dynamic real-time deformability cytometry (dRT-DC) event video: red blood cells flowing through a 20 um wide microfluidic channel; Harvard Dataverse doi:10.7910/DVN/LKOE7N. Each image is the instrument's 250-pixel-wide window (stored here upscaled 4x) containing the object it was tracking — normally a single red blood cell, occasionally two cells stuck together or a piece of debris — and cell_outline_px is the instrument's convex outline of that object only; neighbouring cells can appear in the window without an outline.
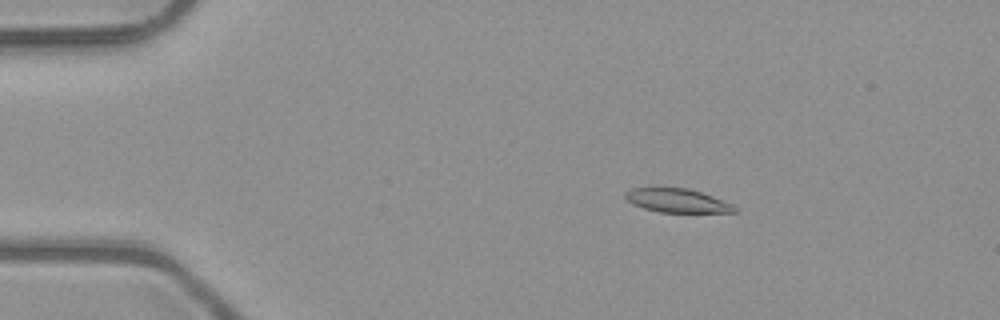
{"species": "common noctule bat (a hibernating species)", "species_latin": "Nyctalus noctula", "temperature_condition": "room temperature", "stored_images_in_passage": 51, "camera_frame_rate_fps": 3000, "um_per_image_px": 0.085, "animal": {"sex": "male", "body_mass_g": 23.1, "forearm_length_mm": 52.7}, "frame": {"image": 1, "passage_image": 9, "time_ms": 2.667, "image_size_px": [1000, 320], "cell_outline_px": [[736, 212], [660, 212], [644, 208], [632, 204], [624, 196], [624, 192], [632, 188], [656, 184], [688, 188], [712, 196], [732, 204], [736, 208]], "centroid_in_image_um": [57.45, 16.99], "position_along_channel_um": 27.6, "area_um2": 15.72}}
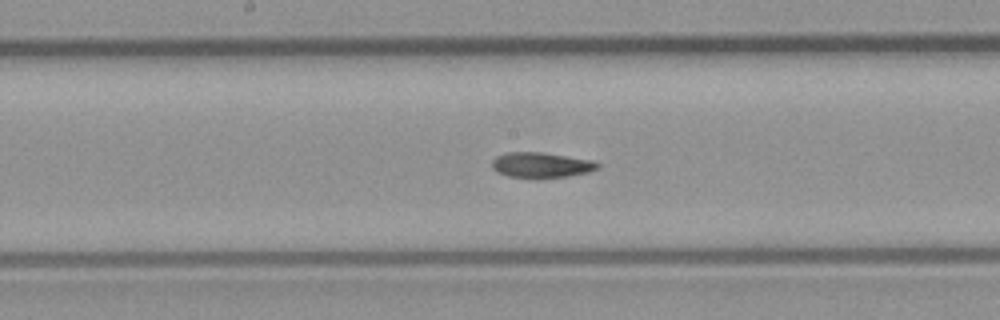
{"frame": {"image": 2, "passage_image": 27, "time_ms": 8.667, "image_size_px": [1000, 320], "cell_outline_px": [[600, 168], [588, 172], [568, 176], [536, 180], [508, 176], [496, 172], [492, 168], [492, 160], [496, 156], [508, 152], [540, 152], [592, 160], [600, 164]], "centroid_in_image_um": [45.98, 14.06], "position_along_channel_um": 202.2, "area_um2": 16.01}}
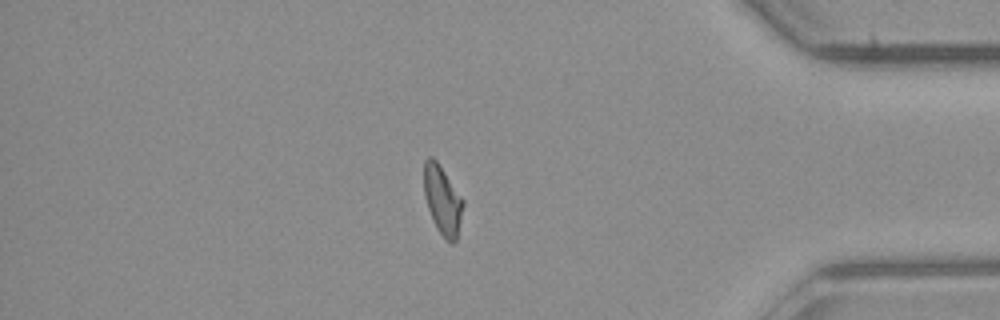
{"frame": {"image": 3, "passage_image": 44, "time_ms": 14.333, "image_size_px": [1000, 320], "cell_outline_px": [[464, 204], [456, 240], [452, 244], [444, 240], [436, 228], [432, 220], [424, 196], [424, 160], [428, 156], [432, 156], [436, 160], [464, 200]], "centroid_in_image_um": [37.6, 17.03], "position_along_channel_um": 397.6, "area_um2": 15.78}, "authors_computed_cell_mechanics": {"area_um2": 15.895, "velocity_mm_per_s": 4.0449, "shape_relaxation_time_tau1_ms": null, "shape_relaxation_time_tau2_ms": 4.6894, "deformation_change_tau1": null, "deformation_change_tau2": 0.1007}}